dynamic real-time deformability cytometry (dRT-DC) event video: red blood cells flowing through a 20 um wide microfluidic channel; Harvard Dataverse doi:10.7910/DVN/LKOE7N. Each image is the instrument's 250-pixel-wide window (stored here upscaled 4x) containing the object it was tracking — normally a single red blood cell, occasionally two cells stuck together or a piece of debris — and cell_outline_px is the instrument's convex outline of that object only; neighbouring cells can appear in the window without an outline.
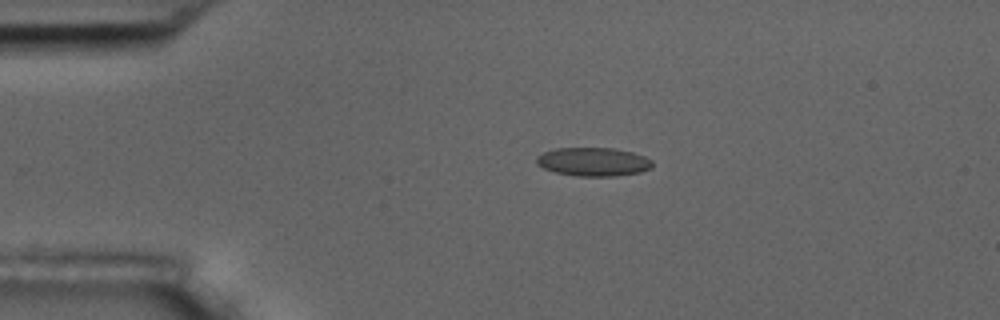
{"species": "common noctule bat (a hibernating species)", "species_latin": "Nyctalus noctula", "temperature_condition": "room temperature", "stored_images_in_passage": 5, "camera_frame_rate_fps": 3000, "um_per_image_px": 0.085, "animal": {"sex": "male", "body_mass_g": 17.5, "forearm_length_mm": 52.3}, "frame": {"image": 1, "passage_image": 4, "time_ms": 3.333, "image_size_px": [1000, 320], "cell_outline_px": [[652, 168], [640, 172], [616, 176], [576, 176], [556, 172], [544, 168], [536, 164], [536, 156], [544, 152], [556, 148], [612, 148], [632, 152], [644, 156], [652, 160]], "centroid_in_image_um": [50.43, 13.75], "position_along_channel_um": 34.6, "area_um2": 19.31}}